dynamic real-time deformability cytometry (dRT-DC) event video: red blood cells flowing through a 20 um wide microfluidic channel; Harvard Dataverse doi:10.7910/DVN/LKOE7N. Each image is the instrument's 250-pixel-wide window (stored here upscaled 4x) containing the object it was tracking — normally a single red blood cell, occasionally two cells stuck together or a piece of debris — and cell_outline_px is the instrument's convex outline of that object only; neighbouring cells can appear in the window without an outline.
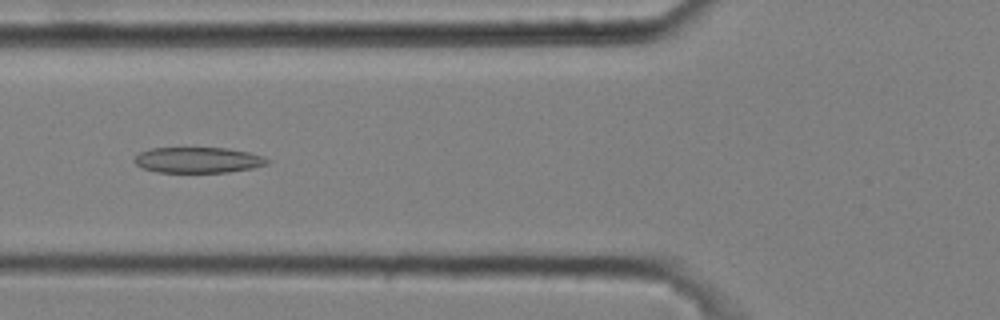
{"species": "common noctule bat (a hibernating species)", "species_latin": "Nyctalus noctula", "temperature_condition": "cold", "stored_images_in_passage": 48, "camera_frame_rate_fps": 3000, "um_per_image_px": 0.085, "animal": {"sex": "male", "body_mass_g": 20.4}, "frame": {"image": 1, "passage_image": 16, "time_ms": 5.0, "image_size_px": [1000, 320], "cell_outline_px": [[268, 164], [252, 168], [228, 172], [156, 172], [144, 168], [136, 164], [132, 160], [140, 152], [152, 148], [228, 148], [248, 152], [264, 156], [268, 160]], "centroid_in_image_um": [16.83, 13.6], "position_along_channel_um": 109.0, "area_um2": 19.83}}
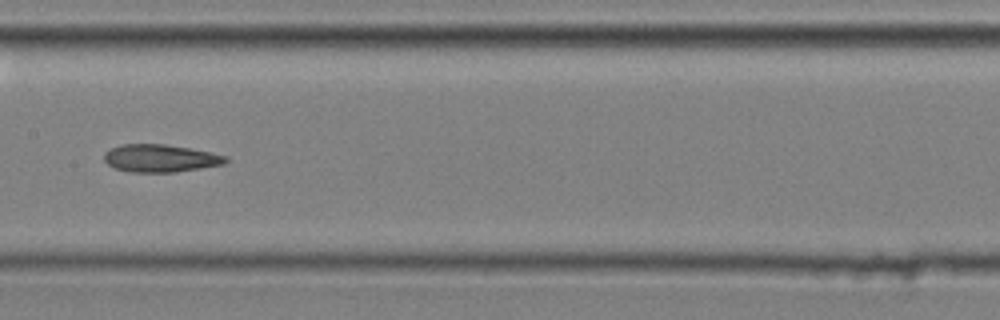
{"frame": {"image": 2, "passage_image": 23, "time_ms": 7.333, "image_size_px": [1000, 320], "cell_outline_px": [[228, 160], [224, 164], [176, 172], [132, 172], [112, 168], [104, 160], [104, 152], [108, 148], [120, 144], [164, 144], [192, 148], [212, 152], [228, 156]], "centroid_in_image_um": [13.61, 13.44], "position_along_channel_um": 193.8, "area_um2": 19.88}}
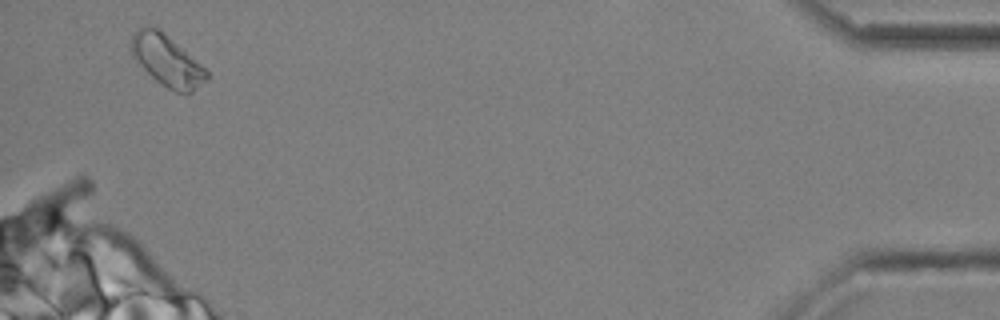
{"frame": {"image": 3, "passage_image": 47, "time_ms": 15.333, "image_size_px": [1000, 320], "cell_outline_px": [[208, 80], [188, 96], [184, 96], [168, 88], [156, 80], [132, 56], [128, 44], [132, 32], [140, 28], [156, 28], [172, 40], [200, 64], [208, 72]], "centroid_in_image_um": [14.18, 5.21], "position_along_channel_um": 421.0, "area_um2": 22.2}, "authors_computed_cell_mechanics": {"area_um2": 20.23, "velocity_mm_per_s": 3.625, "shape_relaxation_time_tau1_ms": null, "shape_relaxation_time_tau2_ms": 5.4883, "deformation_change_tau1": null, "deformation_change_tau2": 0.1501}}